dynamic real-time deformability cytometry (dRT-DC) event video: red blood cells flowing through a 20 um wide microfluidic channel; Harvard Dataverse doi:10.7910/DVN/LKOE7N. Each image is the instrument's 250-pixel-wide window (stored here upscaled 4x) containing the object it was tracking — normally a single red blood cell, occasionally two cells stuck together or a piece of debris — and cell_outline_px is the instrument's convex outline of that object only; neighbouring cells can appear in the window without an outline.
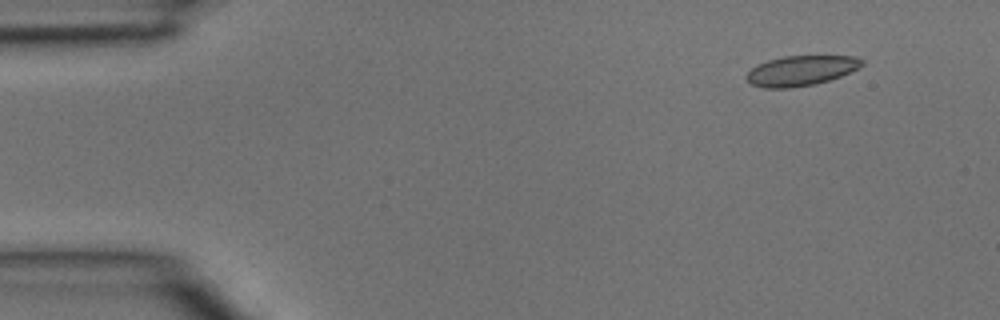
{"species": "common noctule bat (a hibernating species)", "species_latin": "Nyctalus noctula", "temperature_condition": "room temperature", "stored_images_in_passage": 3, "camera_frame_rate_fps": 3000, "um_per_image_px": 0.085, "animal": {"sex": "male", "body_mass_g": 15.6}, "frame": {"image": 1, "passage_image": 1, "time_ms": 0.0, "image_size_px": [1000, 320], "cell_outline_px": [[864, 64], [840, 76], [816, 84], [792, 88], [764, 88], [752, 84], [744, 76], [752, 68], [768, 60], [784, 56], [856, 56], [864, 60]], "centroid_in_image_um": [68.08, 6.01], "position_along_channel_um": 16.9, "area_um2": 20.06}}
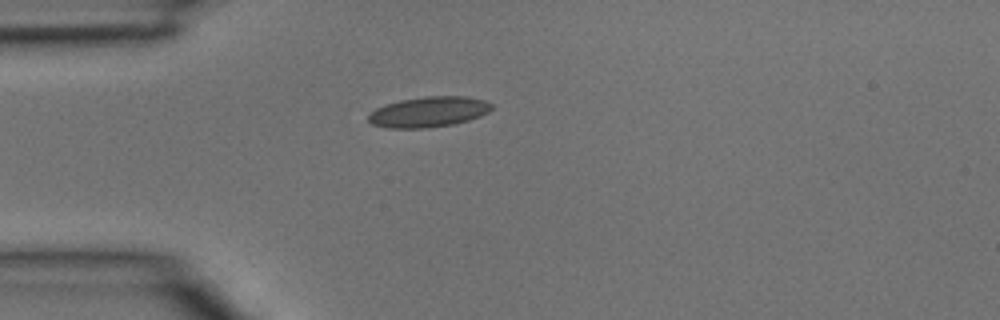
{"frame": {"image": 2, "passage_image": 3, "time_ms": 0.667, "image_size_px": [1000, 320], "cell_outline_px": [[492, 108], [488, 112], [480, 116], [468, 120], [452, 124], [428, 128], [388, 128], [372, 124], [368, 120], [368, 116], [376, 108], [384, 104], [400, 100], [428, 96], [468, 96], [484, 100], [492, 104]], "centroid_in_image_um": [36.43, 9.51], "position_along_channel_um": 48.6, "area_um2": 21.85}}